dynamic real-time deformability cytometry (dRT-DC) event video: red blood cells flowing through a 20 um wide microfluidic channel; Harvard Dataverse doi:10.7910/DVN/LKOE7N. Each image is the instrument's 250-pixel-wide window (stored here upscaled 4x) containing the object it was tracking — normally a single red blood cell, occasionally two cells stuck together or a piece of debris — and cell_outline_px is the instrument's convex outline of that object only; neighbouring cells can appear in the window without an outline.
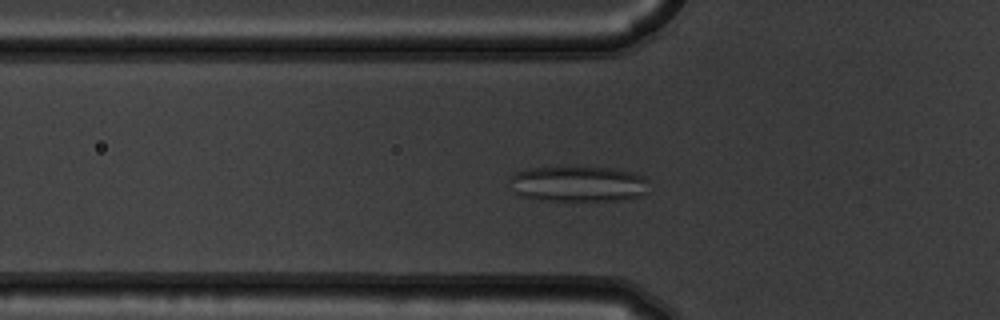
{"species": "common noctule bat (a hibernating species)", "species_latin": "Nyctalus noctula", "temperature_condition": "warm", "stored_images_in_passage": 55, "camera_frame_rate_fps": 3000, "um_per_image_px": 0.085, "animal": {"sex": "male", "body_mass_g": 19.5, "forearm_length_mm": 54.6}, "frame": {"image": 1, "passage_image": 19, "time_ms": 6.0, "image_size_px": [1000, 320], "cell_outline_px": [[648, 192], [644, 196], [624, 200], [548, 200], [520, 196], [516, 192], [508, 180], [516, 172], [528, 168], [572, 164], [580, 164], [612, 168], [636, 172], [648, 180]], "centroid_in_image_um": [49.2, 15.57], "position_along_channel_um": 76.6, "area_um2": 30.17}}
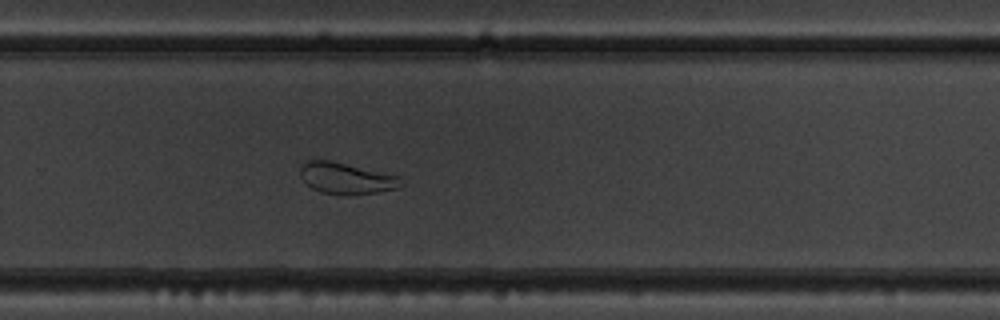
{"frame": {"image": 2, "passage_image": 37, "time_ms": 12.0, "image_size_px": [1000, 320], "cell_outline_px": [[404, 184], [400, 188], [376, 192], [348, 196], [320, 192], [304, 184], [300, 176], [300, 168], [308, 160], [328, 160], [400, 176], [404, 180]], "centroid_in_image_um": [29.45, 15.18], "position_along_channel_um": 300.4, "area_um2": 18.61}}
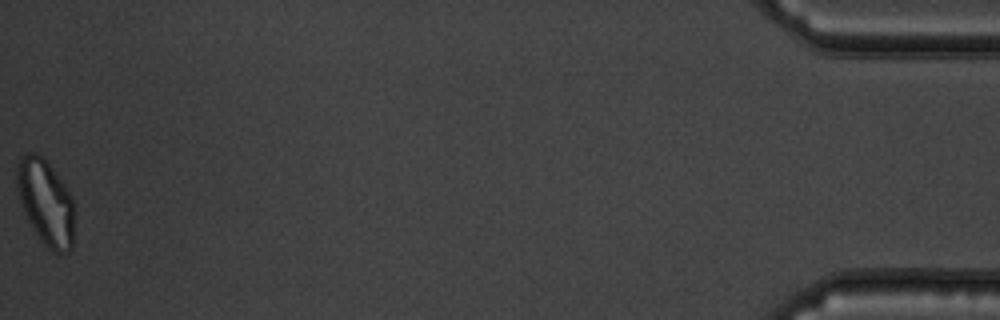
{"frame": {"image": 3, "passage_image": 55, "time_ms": 18.0, "image_size_px": [1000, 320], "cell_outline_px": [[76, 212], [72, 248], [68, 252], [56, 252], [48, 248], [40, 240], [28, 220], [20, 204], [16, 188], [16, 168], [20, 160], [28, 152], [36, 152], [44, 156], [64, 184], [72, 196]], "centroid_in_image_um": [3.91, 17.19], "position_along_channel_um": 431.3, "area_um2": 29.25}, "authors_computed_cell_mechanics": {"area_um2": 27.0504, "velocity_mm_per_s": 3.7336, "shape_relaxation_time_tau1_ms": null, "shape_relaxation_time_tau2_ms": 2.0702, "deformation_change_tau1": null, "deformation_change_tau2": 0.0985}}